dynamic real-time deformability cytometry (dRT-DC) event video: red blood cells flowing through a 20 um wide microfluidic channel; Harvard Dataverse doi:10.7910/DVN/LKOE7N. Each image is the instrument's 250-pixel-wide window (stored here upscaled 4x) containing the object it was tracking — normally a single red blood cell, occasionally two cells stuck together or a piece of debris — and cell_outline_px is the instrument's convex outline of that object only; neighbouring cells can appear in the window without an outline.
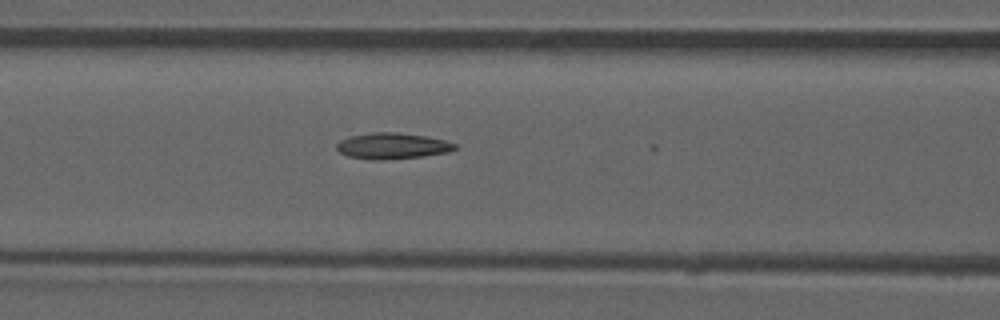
{"species": "common noctule bat (a hibernating species)", "species_latin": "Nyctalus noctula", "temperature_condition": "room temperature", "stored_images_in_passage": 35, "camera_frame_rate_fps": 3000, "um_per_image_px": 0.085, "animal": {"sex": "male", "forearm_length_mm": 52.5}, "frame": {"image": 1, "passage_image": 6, "time_ms": 1.667, "image_size_px": [1000, 320], "cell_outline_px": [[456, 148], [448, 152], [424, 156], [380, 160], [372, 160], [348, 156], [340, 152], [336, 148], [336, 144], [348, 128], [396, 132], [424, 136], [444, 140], [456, 144]], "centroid_in_image_um": [33.1, 12.32], "position_along_channel_um": 133.5, "area_um2": 19.25}}